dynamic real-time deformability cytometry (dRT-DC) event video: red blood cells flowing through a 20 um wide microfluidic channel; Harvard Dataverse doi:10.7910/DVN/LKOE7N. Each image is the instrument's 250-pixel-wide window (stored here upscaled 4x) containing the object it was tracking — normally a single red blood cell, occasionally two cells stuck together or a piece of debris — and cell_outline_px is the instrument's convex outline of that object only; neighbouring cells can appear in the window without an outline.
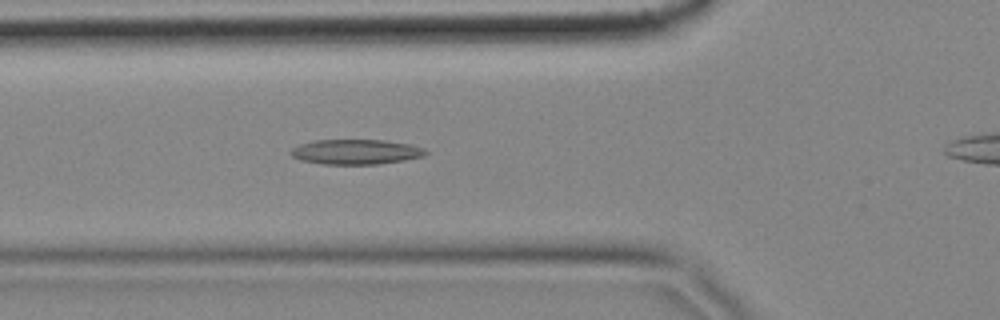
{"species": "common noctule bat (a hibernating species)", "species_latin": "Nyctalus noctula", "temperature_condition": "cold", "stored_images_in_passage": 58, "camera_frame_rate_fps": 3000, "um_per_image_px": 0.085, "animal": {"sex": "female", "body_mass_g": 18.4}, "frame": {"image": 1, "passage_image": 20, "time_ms": 6.333, "image_size_px": [1000, 320], "cell_outline_px": [[428, 152], [424, 156], [404, 160], [380, 164], [324, 164], [300, 160], [292, 156], [288, 152], [292, 148], [300, 144], [312, 140], [384, 140], [408, 144], [424, 148]], "centroid_in_image_um": [30.22, 12.91], "position_along_channel_um": 95.6, "area_um2": 19.65}}
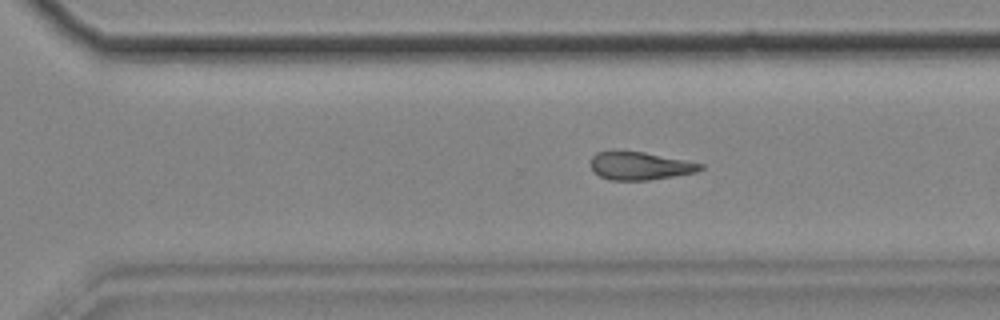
{"frame": {"image": 2, "passage_image": 39, "time_ms": 12.667, "image_size_px": [1000, 320], "cell_outline_px": [[704, 168], [696, 172], [648, 180], [608, 180], [600, 176], [592, 168], [592, 156], [596, 152], [644, 152], [704, 164]], "centroid_in_image_um": [54.42, 14.11], "position_along_channel_um": 316.2, "area_um2": 17.46}}
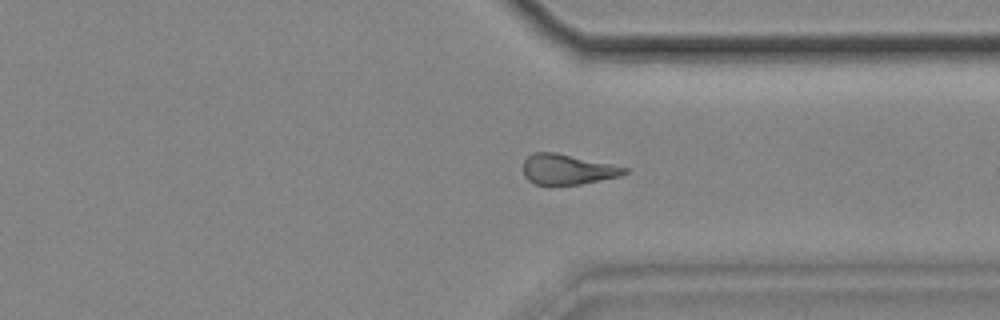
{"frame": {"image": 3, "passage_image": 43, "time_ms": 14.0, "image_size_px": [1000, 320], "cell_outline_px": [[628, 172], [620, 176], [580, 184], [548, 188], [532, 184], [524, 176], [524, 160], [532, 152], [556, 152], [628, 168]], "centroid_in_image_um": [48.16, 14.44], "position_along_channel_um": 363.2, "area_um2": 18.38}}